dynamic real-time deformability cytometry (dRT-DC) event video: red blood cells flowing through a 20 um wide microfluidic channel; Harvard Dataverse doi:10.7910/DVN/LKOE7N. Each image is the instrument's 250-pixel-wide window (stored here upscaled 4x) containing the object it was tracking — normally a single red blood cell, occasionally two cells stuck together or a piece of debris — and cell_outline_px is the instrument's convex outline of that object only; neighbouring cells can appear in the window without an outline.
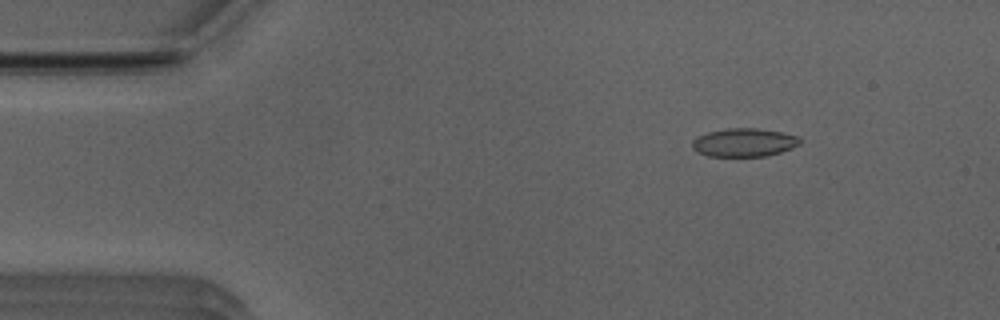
{"species": "Egyptian fruit bat (a non-hibernating species)", "species_latin": "Rousettus aegyptiacus", "temperature_condition": "room temperature", "stored_images_in_passage": 45, "camera_frame_rate_fps": 3000, "um_per_image_px": 0.085, "animal": {"sex": "male"}, "frame": {"image": 1, "passage_image": 1, "time_ms": 0.0, "image_size_px": [1000, 320], "cell_outline_px": [[800, 144], [792, 148], [768, 156], [708, 156], [696, 152], [692, 148], [692, 140], [708, 132], [728, 128], [756, 128], [780, 132], [800, 136]], "centroid_in_image_um": [63.25, 12.11], "position_along_channel_um": 21.8, "area_um2": 17.8}}
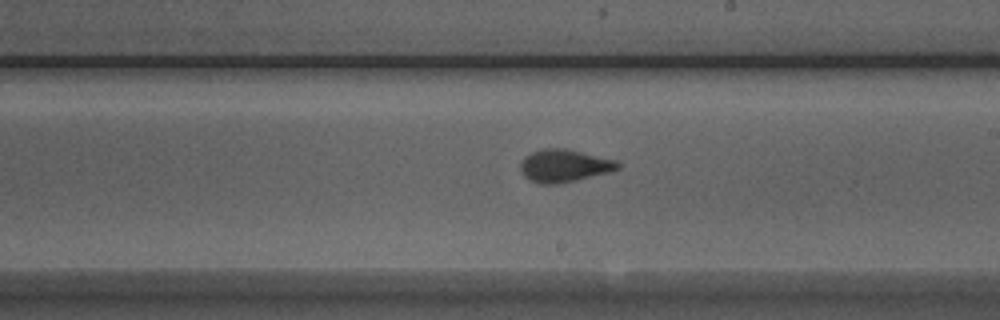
{"frame": {"image": 2, "passage_image": 23, "time_ms": 7.333, "image_size_px": [1000, 320], "cell_outline_px": [[620, 168], [612, 172], [576, 180], [556, 184], [540, 184], [528, 180], [524, 176], [520, 168], [520, 164], [524, 156], [532, 152], [544, 148], [564, 148], [616, 160], [620, 164]], "centroid_in_image_um": [47.95, 14.09], "position_along_channel_um": 241.0, "area_um2": 18.61}}
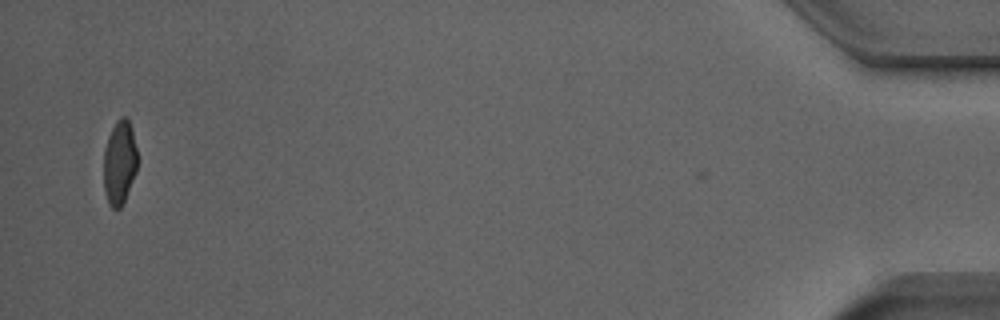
{"frame": {"image": 3, "passage_image": 44, "time_ms": 14.333, "image_size_px": [1000, 320], "cell_outline_px": [[136, 172], [124, 200], [120, 208], [112, 208], [108, 204], [104, 188], [104, 148], [108, 136], [116, 120], [120, 116], [128, 116], [132, 128], [136, 148]], "centroid_in_image_um": [10.15, 13.76], "position_along_channel_um": 425.1, "area_um2": 16.53}, "authors_computed_cell_mechanics": {"area_um2": 17.7446, "velocity_mm_per_s": 3.9792, "shape_relaxation_time_tau1_ms": 3.2426, "shape_relaxation_time_tau2_ms": 0.8444, "deformation_change_tau1": 0.1489, "deformation_change_tau2": 0.065}}